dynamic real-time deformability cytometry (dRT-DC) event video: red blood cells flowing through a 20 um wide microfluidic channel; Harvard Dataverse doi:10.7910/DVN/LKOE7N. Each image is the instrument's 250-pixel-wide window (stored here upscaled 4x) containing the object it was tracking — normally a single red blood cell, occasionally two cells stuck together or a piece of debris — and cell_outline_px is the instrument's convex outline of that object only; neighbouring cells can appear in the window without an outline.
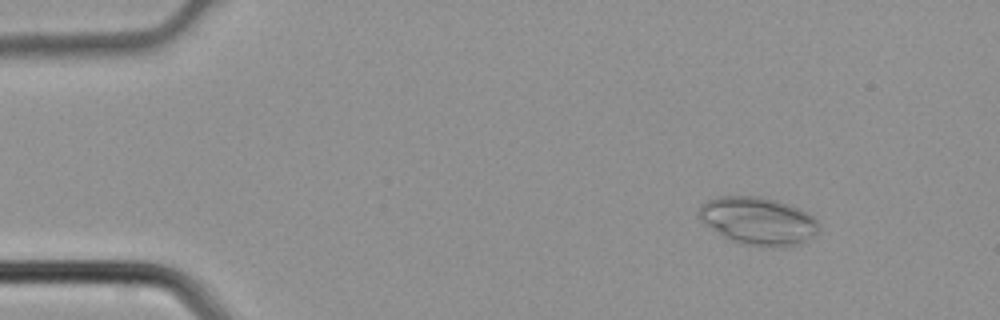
{"species": "common noctule bat (a hibernating species)", "species_latin": "Nyctalus noctula", "temperature_condition": "cold", "stored_images_in_passage": 4, "camera_frame_rate_fps": 3000, "um_per_image_px": 0.085, "animal": {"sex": "male", "body_mass_g": 21.5, "forearm_length_mm": 52.0}, "frame": {"image": 1, "passage_image": 1, "time_ms": 0.0, "image_size_px": [1000, 320], "cell_outline_px": [[820, 232], [800, 244], [772, 248], [764, 248], [740, 244], [724, 236], [700, 220], [696, 216], [696, 212], [700, 204], [716, 196], [756, 196], [776, 200], [800, 208], [808, 212], [820, 224]], "centroid_in_image_um": [64.45, 18.79], "position_along_channel_um": 20.6, "area_um2": 33.93}}
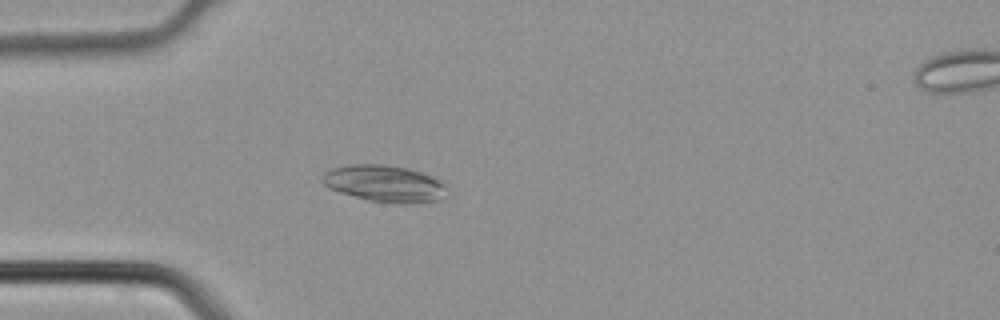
{"frame": {"image": 2, "passage_image": 3, "time_ms": 0.667, "image_size_px": [1000, 320], "cell_outline_px": [[444, 184], [440, 200], [400, 204], [368, 200], [340, 192], [328, 188], [320, 180], [324, 172], [332, 168], [344, 164], [384, 164], [408, 168], [432, 176], [440, 180]], "centroid_in_image_um": [32.6, 15.58], "position_along_channel_um": 52.4, "area_um2": 26.53}}